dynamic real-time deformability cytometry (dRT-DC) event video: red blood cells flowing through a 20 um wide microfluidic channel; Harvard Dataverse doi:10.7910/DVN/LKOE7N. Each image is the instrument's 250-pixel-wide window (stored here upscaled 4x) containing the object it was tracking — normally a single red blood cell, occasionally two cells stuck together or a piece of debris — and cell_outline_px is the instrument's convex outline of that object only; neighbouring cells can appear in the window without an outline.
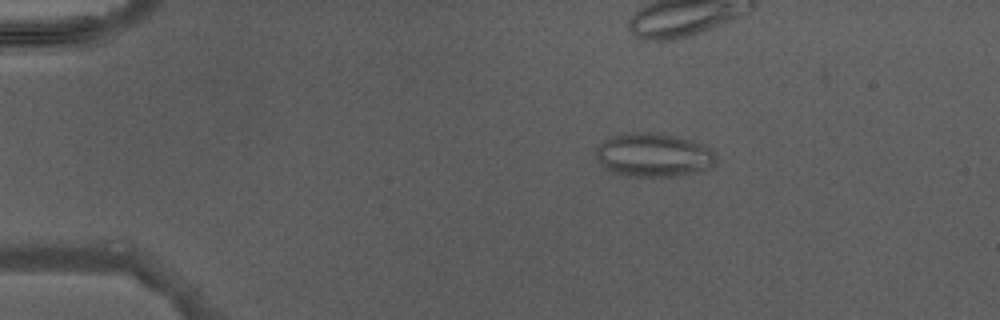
{"species": "Egyptian fruit bat (a non-hibernating species)", "species_latin": "Rousettus aegyptiacus", "temperature_condition": "warm", "stored_images_in_passage": 4, "camera_frame_rate_fps": 3000, "um_per_image_px": 0.085, "animal": {"sex": "male"}, "frame": {"image": 1, "passage_image": 1, "time_ms": 0.0, "image_size_px": [1000, 320], "cell_outline_px": [[716, 160], [704, 172], [672, 176], [624, 176], [612, 172], [600, 164], [596, 160], [596, 148], [608, 136], [632, 132], [656, 132], [676, 136], [704, 144], [716, 156]], "centroid_in_image_um": [55.52, 13.17], "position_along_channel_um": 29.5, "area_um2": 30.87}}